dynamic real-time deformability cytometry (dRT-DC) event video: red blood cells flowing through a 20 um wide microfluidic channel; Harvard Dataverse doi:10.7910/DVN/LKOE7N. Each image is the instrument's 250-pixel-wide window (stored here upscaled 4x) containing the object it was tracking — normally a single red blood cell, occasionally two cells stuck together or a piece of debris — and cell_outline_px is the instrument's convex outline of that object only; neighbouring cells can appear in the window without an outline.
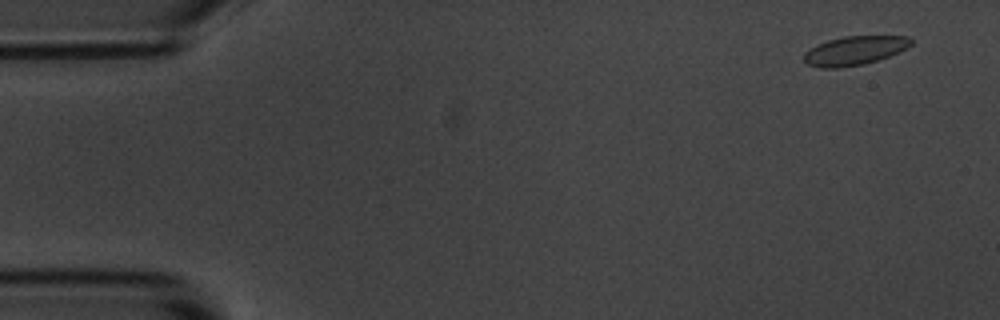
{"species": "common noctule bat (a hibernating species)", "species_latin": "Nyctalus noctula", "temperature_condition": "room temperature", "stored_images_in_passage": 3, "camera_frame_rate_fps": 3000, "um_per_image_px": 0.085, "animal": {"sex": "male", "body_mass_g": 20.1, "forearm_length_mm": 53.5}, "frame": {"image": 1, "passage_image": 1, "time_ms": 0.0, "image_size_px": [1000, 320], "cell_outline_px": [[912, 44], [908, 48], [900, 52], [864, 64], [840, 68], [820, 68], [808, 64], [804, 60], [804, 52], [816, 44], [828, 40], [844, 36], [908, 36], [912, 40]], "centroid_in_image_um": [72.64, 4.3], "position_along_channel_um": 12.4, "area_um2": 18.15}}